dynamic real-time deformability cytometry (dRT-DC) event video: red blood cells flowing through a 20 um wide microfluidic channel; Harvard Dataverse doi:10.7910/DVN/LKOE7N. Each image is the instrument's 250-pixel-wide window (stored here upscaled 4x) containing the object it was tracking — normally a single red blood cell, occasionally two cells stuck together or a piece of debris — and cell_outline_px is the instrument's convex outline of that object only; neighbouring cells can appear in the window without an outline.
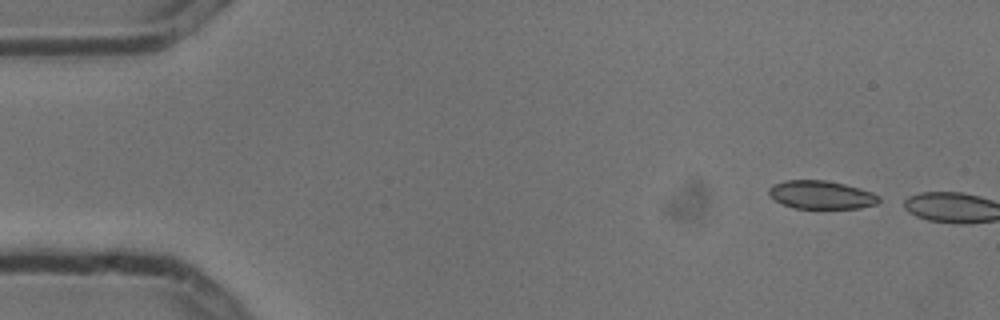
{"species": "common noctule bat (a hibernating species)", "species_latin": "Nyctalus noctula", "temperature_condition": "cold", "stored_images_in_passage": 6, "camera_frame_rate_fps": 3000, "um_per_image_px": 0.085, "animal": {"sex": "male", "body_mass_g": 13.3}, "frame": {"image": 1, "passage_image": 1, "time_ms": 0.0, "image_size_px": [1000, 320], "cell_outline_px": [[880, 200], [876, 204], [860, 208], [796, 208], [784, 204], [776, 200], [768, 192], [768, 188], [772, 184], [784, 180], [824, 180], [844, 184], [860, 188], [872, 192], [880, 196]], "centroid_in_image_um": [69.82, 16.55], "position_along_channel_um": 15.2, "area_um2": 18.03}}
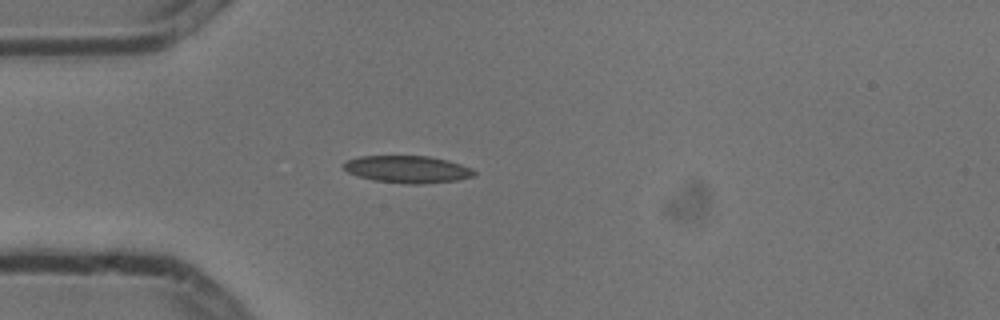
{"frame": {"image": 2, "passage_image": 5, "time_ms": 1.333, "image_size_px": [1000, 320], "cell_outline_px": [[476, 176], [456, 180], [420, 184], [404, 184], [372, 180], [348, 172], [344, 168], [344, 164], [348, 160], [360, 156], [428, 156], [448, 160], [472, 168], [476, 172]], "centroid_in_image_um": [34.68, 14.39], "position_along_channel_um": 50.3, "area_um2": 20.63}}